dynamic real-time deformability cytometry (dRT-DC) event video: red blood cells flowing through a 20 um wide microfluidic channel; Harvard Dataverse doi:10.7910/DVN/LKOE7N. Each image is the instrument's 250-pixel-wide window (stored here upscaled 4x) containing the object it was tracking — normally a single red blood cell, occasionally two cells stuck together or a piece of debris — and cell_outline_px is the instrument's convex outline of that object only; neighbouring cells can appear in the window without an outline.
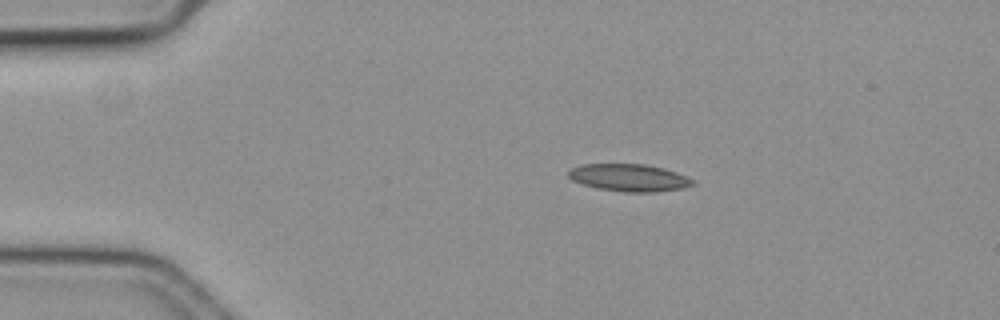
{"species": "common noctule bat (a hibernating species)", "species_latin": "Nyctalus noctula", "temperature_condition": "cold", "stored_images_in_passage": 48, "camera_frame_rate_fps": 3000, "um_per_image_px": 0.085, "animal": {"sex": "female", "body_mass_g": 19.3, "forearm_length_mm": 54.1}, "frame": {"image": 1, "passage_image": 1, "time_ms": 0.0, "image_size_px": [1000, 320], "cell_outline_px": [[696, 184], [684, 188], [656, 192], [624, 192], [596, 188], [572, 180], [568, 176], [568, 172], [572, 168], [584, 164], [644, 164], [664, 168], [676, 172], [696, 180]], "centroid_in_image_um": [53.53, 15.11], "position_along_channel_um": 31.5, "area_um2": 19.88}}
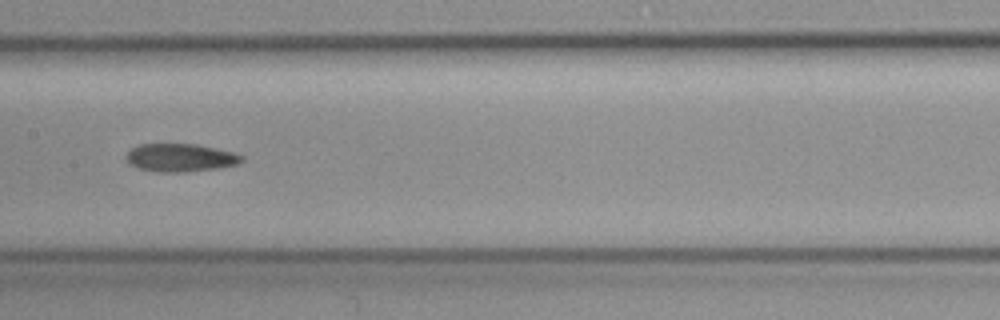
{"frame": {"image": 2, "passage_image": 19, "time_ms": 6.0, "image_size_px": [1000, 320], "cell_outline_px": [[244, 160], [236, 164], [216, 168], [184, 172], [156, 172], [140, 168], [128, 164], [124, 156], [136, 144], [196, 144], [236, 152], [244, 156]], "centroid_in_image_um": [15.32, 13.39], "position_along_channel_um": 192.1, "area_um2": 19.02}}
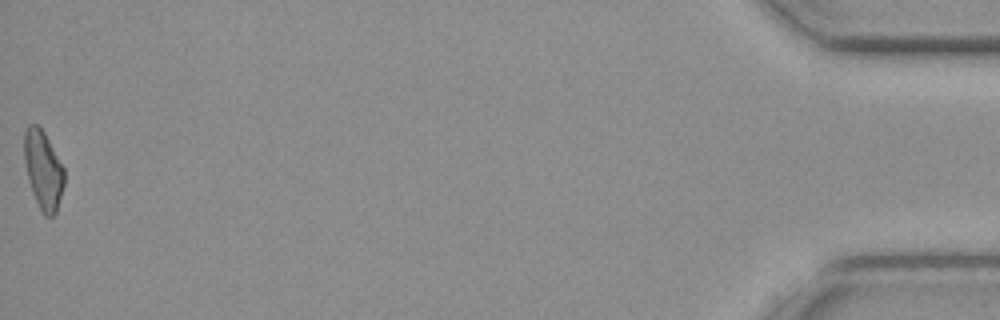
{"frame": {"image": 3, "passage_image": 48, "time_ms": 15.667, "image_size_px": [1000, 320], "cell_outline_px": [[64, 184], [56, 212], [52, 216], [44, 216], [36, 200], [28, 176], [24, 160], [24, 132], [28, 124], [36, 124], [44, 132], [64, 168]], "centroid_in_image_um": [3.67, 14.41], "position_along_channel_um": 431.5, "area_um2": 17.92}}